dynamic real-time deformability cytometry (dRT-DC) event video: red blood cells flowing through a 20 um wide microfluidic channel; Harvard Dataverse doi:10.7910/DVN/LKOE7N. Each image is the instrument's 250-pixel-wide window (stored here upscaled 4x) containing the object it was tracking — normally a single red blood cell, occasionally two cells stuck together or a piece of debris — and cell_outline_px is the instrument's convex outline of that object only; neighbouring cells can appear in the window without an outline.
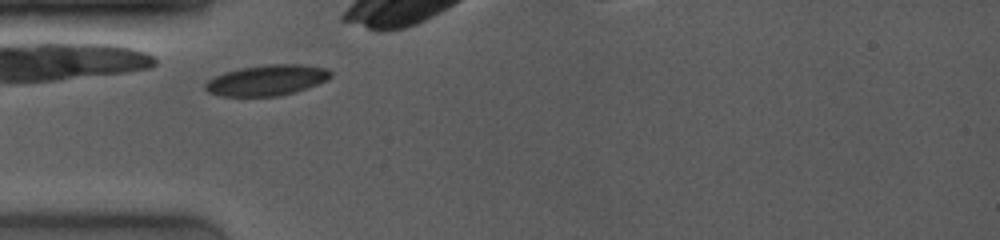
{"species": "common noctule bat (a hibernating species)", "species_latin": "Nyctalus noctula", "temperature_condition": "room temperature", "stored_images_in_passage": 12, "camera_frame_rate_fps": 4000, "um_per_image_px": 0.085, "animal": {"sex": "female", "body_mass_g": 19.0, "forearm_length_mm": 53.3}, "frame": {"image": 1, "passage_image": 7, "time_ms": 1.5, "image_size_px": [1000, 240], "cell_outline_px": [[332, 76], [328, 80], [308, 88], [296, 92], [280, 96], [220, 96], [208, 92], [204, 88], [204, 84], [208, 80], [224, 72], [240, 68], [268, 64], [300, 64], [324, 68], [332, 72]], "centroid_in_image_um": [22.7, 6.82], "position_along_channel_um": 62.3, "area_um2": 22.54}}